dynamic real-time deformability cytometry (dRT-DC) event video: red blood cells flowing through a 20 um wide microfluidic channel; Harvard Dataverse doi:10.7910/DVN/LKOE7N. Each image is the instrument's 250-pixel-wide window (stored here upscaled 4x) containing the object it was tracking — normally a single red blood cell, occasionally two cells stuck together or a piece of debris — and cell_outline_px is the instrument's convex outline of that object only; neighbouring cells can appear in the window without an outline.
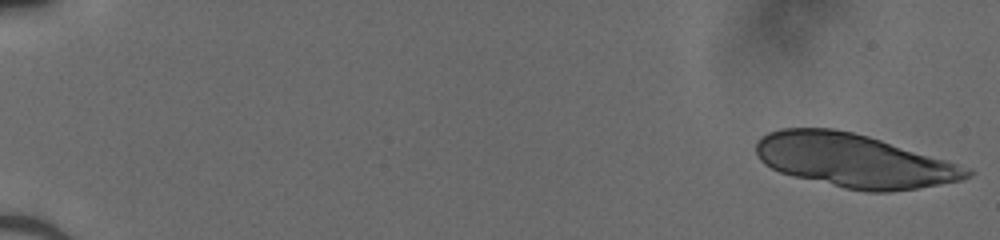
{"species": "human", "species_latin": "Homo sapiens", "temperature_condition": "cold", "stored_images_in_passage": 18, "camera_frame_rate_fps": 3000, "um_per_image_px": 0.085, "donor": {"sex": "male"}, "frame": {"image": 1, "passage_image": 1, "time_ms": 0.0, "image_size_px": [1000, 240], "cell_outline_px": [[972, 176], [960, 180], [940, 184], [916, 188], [888, 192], [868, 192], [844, 188], [780, 172], [764, 164], [760, 160], [756, 152], [756, 140], [768, 132], [780, 128], [832, 128], [852, 132], [868, 136], [944, 160], [968, 168], [972, 172]], "centroid_in_image_um": [72.52, 13.65], "position_along_channel_um": 12.5, "area_um2": 64.91}}